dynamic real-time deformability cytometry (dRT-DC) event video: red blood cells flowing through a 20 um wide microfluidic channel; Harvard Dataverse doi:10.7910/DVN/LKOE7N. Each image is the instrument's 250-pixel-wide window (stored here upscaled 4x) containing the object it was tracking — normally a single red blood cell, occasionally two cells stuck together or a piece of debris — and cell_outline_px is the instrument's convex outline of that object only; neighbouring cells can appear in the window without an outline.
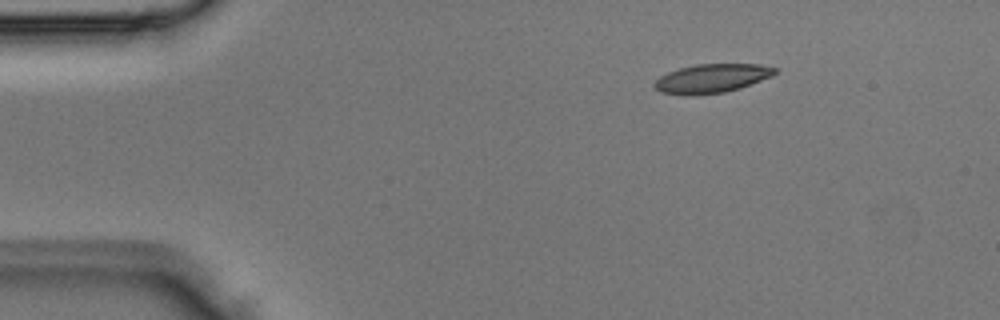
{"species": "Egyptian fruit bat (a non-hibernating species)", "species_latin": "Rousettus aegyptiacus", "temperature_condition": "room temperature", "stored_images_in_passage": 3, "camera_frame_rate_fps": 3000, "um_per_image_px": 0.085, "animal": {"sex": "male"}, "frame": {"image": 1, "passage_image": 1, "time_ms": 0.0, "image_size_px": [1000, 320], "cell_outline_px": [[776, 72], [772, 76], [740, 88], [724, 92], [696, 96], [684, 96], [660, 92], [652, 84], [660, 76], [668, 72], [680, 68], [696, 64], [760, 64], [776, 68]], "centroid_in_image_um": [60.46, 6.68], "position_along_channel_um": 24.5, "area_um2": 20.4}}